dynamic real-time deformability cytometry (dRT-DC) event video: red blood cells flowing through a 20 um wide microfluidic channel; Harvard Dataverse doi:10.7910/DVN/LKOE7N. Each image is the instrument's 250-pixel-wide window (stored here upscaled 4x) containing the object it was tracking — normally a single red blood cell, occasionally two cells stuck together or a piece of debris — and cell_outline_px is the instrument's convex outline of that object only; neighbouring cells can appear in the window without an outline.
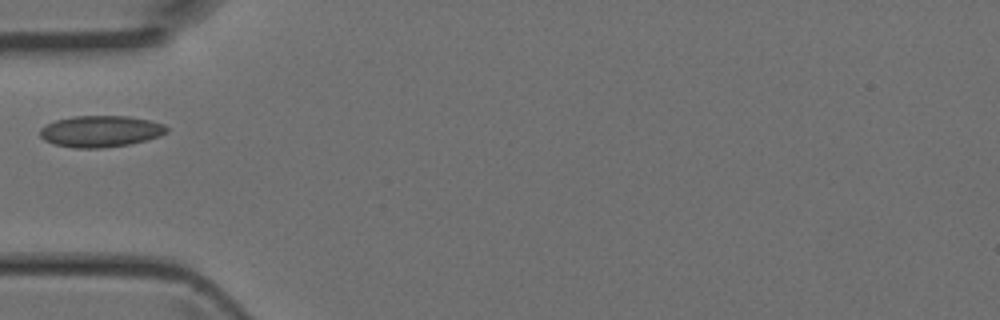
{"species": "Egyptian fruit bat (a non-hibernating species)", "species_latin": "Rousettus aegyptiacus", "temperature_condition": "room temperature", "stored_images_in_passage": 1, "camera_frame_rate_fps": 3000, "um_per_image_px": 0.085, "animal": {"sex": "female"}, "frame": {"image": 1, "passage_image": 1, "time_ms": 0.0, "image_size_px": [1000, 320], "cell_outline_px": [[168, 132], [160, 136], [128, 144], [100, 148], [72, 148], [56, 144], [44, 140], [40, 136], [40, 128], [56, 120], [72, 116], [128, 116], [148, 120], [164, 124], [168, 128]], "centroid_in_image_um": [8.55, 11.16], "position_along_channel_um": 76.5, "area_um2": 23.06}}